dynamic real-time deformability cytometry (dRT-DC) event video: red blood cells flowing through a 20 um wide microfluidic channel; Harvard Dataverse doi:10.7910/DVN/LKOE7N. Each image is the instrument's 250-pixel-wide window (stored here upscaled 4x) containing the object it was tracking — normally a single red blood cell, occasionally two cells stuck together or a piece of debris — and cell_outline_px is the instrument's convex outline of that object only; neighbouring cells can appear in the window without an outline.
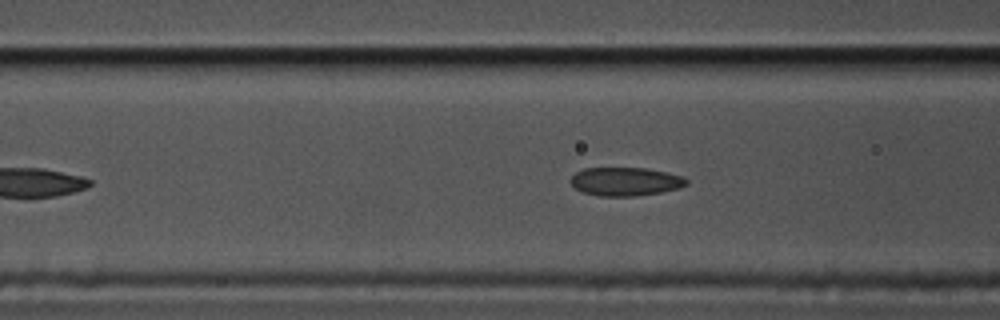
{"species": "common noctule bat (a hibernating species)", "species_latin": "Nyctalus noctula", "temperature_condition": "cold", "stored_images_in_passage": 45, "camera_frame_rate_fps": 3000, "um_per_image_px": 0.085, "animal": {"sex": "male", "body_mass_g": 17.5, "forearm_length_mm": 52.3}, "frame": {"image": 1, "passage_image": 14, "time_ms": 4.333, "image_size_px": [1000, 320], "cell_outline_px": [[688, 184], [680, 188], [660, 192], [636, 196], [600, 196], [584, 192], [576, 188], [568, 180], [576, 172], [584, 168], [644, 168], [684, 176], [688, 180]], "centroid_in_image_um": [53.17, 15.43], "position_along_channel_um": 113.4, "area_um2": 19.19}}
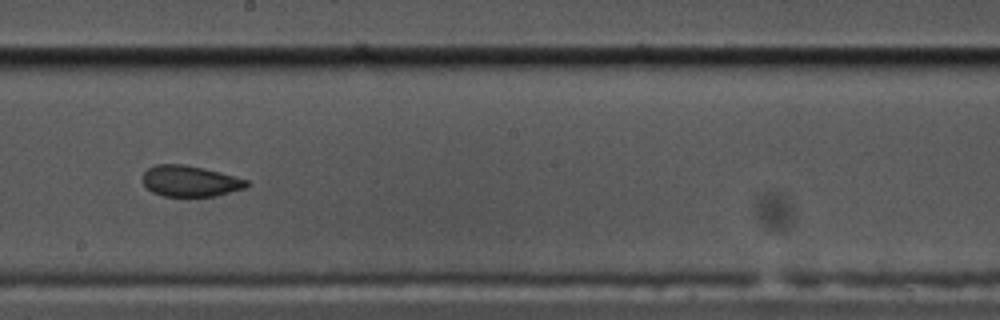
{"frame": {"image": 2, "passage_image": 24, "time_ms": 7.667, "image_size_px": [1000, 320], "cell_outline_px": [[248, 184], [244, 188], [216, 196], [164, 196], [152, 192], [144, 184], [144, 172], [148, 168], [156, 164], [184, 164], [204, 168], [220, 172], [248, 180]], "centroid_in_image_um": [16.16, 15.39], "position_along_channel_um": 232.0, "area_um2": 18.61}}
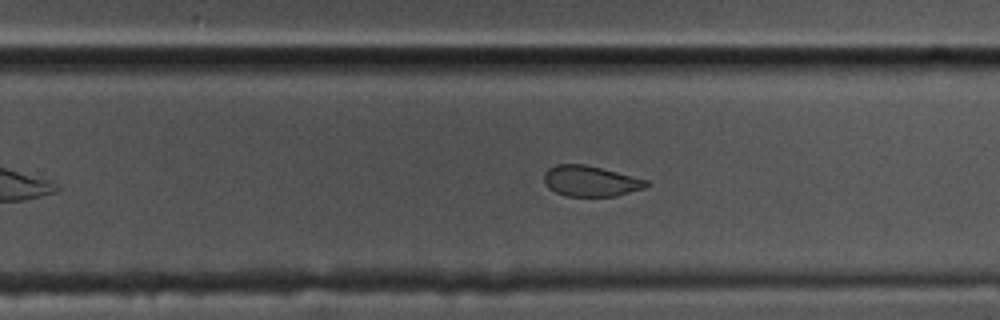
{"frame": {"image": 3, "passage_image": 28, "time_ms": 9.0, "image_size_px": [1000, 320], "cell_outline_px": [[648, 188], [616, 196], [564, 196], [548, 188], [544, 184], [544, 172], [548, 168], [556, 164], [584, 164], [648, 180]], "centroid_in_image_um": [50.18, 15.4], "position_along_channel_um": 279.6, "area_um2": 18.38}, "authors_computed_cell_mechanics": {"area_um2": 19.5942, "velocity_mm_per_s": 3.5656, "shape_relaxation_time_tau1_ms": null, "shape_relaxation_time_tau2_ms": 1.8741, "deformation_change_tau1": null, "deformation_change_tau2": 0.0653}}